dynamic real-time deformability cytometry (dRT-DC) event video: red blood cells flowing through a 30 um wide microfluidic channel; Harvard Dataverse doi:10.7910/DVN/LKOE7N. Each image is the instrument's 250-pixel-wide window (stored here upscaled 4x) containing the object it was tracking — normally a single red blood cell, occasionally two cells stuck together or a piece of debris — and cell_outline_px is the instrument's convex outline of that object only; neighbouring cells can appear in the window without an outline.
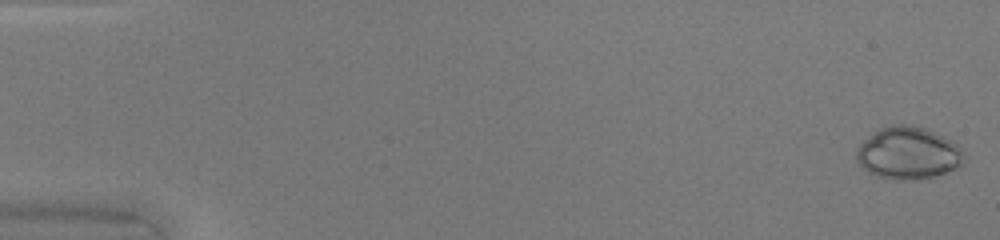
{"species": "common noctule bat (a hibernating species)", "species_latin": "Nyctalus noctula", "temperature_condition": "warm", "stored_images_in_passage": 49, "camera_frame_rate_fps": 3000, "um_per_image_px": 0.085, "animal": {"sex": "female", "body_mass_g": 20.0, "forearm_length_mm": 54.0}, "frame": {"image": 1, "passage_image": 1, "time_ms": 0.0, "image_size_px": [1000, 240], "cell_outline_px": [[964, 156], [960, 164], [956, 168], [920, 180], [896, 180], [876, 176], [868, 172], [856, 160], [856, 148], [864, 140], [880, 128], [892, 124], [912, 124], [924, 128], [952, 140], [964, 152]], "centroid_in_image_um": [77.17, 13.01], "position_along_channel_um": 7.8, "area_um2": 32.71}}
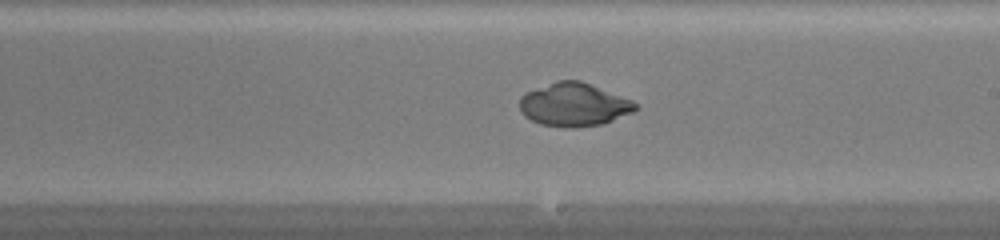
{"frame": {"image": 2, "passage_image": 29, "time_ms": 9.333, "image_size_px": [1000, 240], "cell_outline_px": [[640, 108], [632, 112], [612, 120], [600, 124], [572, 128], [540, 124], [524, 116], [520, 112], [520, 96], [528, 92], [556, 80], [580, 80], [632, 100], [640, 104]], "centroid_in_image_um": [48.79, 8.89], "position_along_channel_um": 240.2, "area_um2": 29.07}}
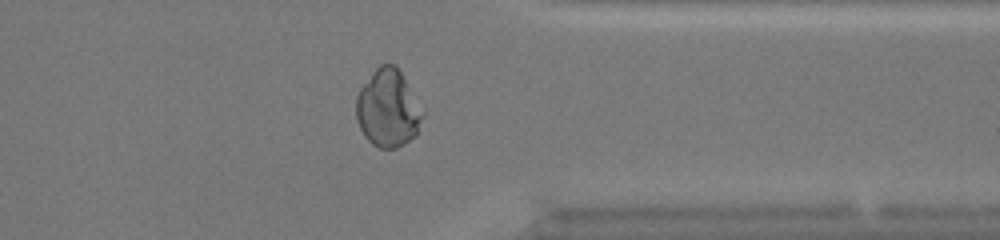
{"frame": {"image": 3, "passage_image": 39, "time_ms": 12.667, "image_size_px": [1000, 240], "cell_outline_px": [[424, 116], [416, 136], [404, 144], [396, 148], [380, 148], [372, 144], [364, 136], [356, 120], [356, 96], [360, 88], [372, 72], [380, 64], [396, 64], [424, 112]], "centroid_in_image_um": [32.97, 9.23], "position_along_channel_um": 378.4, "area_um2": 30.17}}